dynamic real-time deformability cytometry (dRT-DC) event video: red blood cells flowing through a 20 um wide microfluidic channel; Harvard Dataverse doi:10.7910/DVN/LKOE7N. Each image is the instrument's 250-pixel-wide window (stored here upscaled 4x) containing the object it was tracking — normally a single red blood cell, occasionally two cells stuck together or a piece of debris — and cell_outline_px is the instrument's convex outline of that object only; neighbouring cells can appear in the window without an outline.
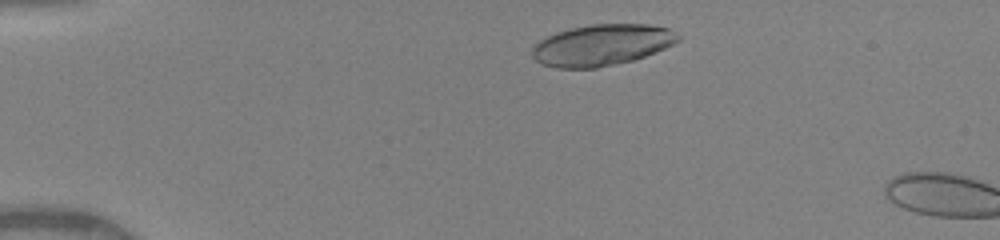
{"species": "human", "species_latin": "Homo sapiens", "temperature_condition": "warm", "stored_images_in_passage": 7, "camera_frame_rate_fps": 3000, "um_per_image_px": 0.085, "donor": {"sex": "female"}, "frame": {"image": 1, "passage_image": 4, "time_ms": 1.0, "image_size_px": [1000, 240], "cell_outline_px": [[680, 40], [664, 48], [644, 56], [632, 60], [596, 68], [556, 68], [544, 64], [536, 60], [532, 56], [532, 48], [540, 40], [556, 32], [572, 28], [592, 24], [648, 24], [668, 28], [680, 36]], "centroid_in_image_um": [51.14, 3.82], "position_along_channel_um": 33.9, "area_um2": 34.74}}